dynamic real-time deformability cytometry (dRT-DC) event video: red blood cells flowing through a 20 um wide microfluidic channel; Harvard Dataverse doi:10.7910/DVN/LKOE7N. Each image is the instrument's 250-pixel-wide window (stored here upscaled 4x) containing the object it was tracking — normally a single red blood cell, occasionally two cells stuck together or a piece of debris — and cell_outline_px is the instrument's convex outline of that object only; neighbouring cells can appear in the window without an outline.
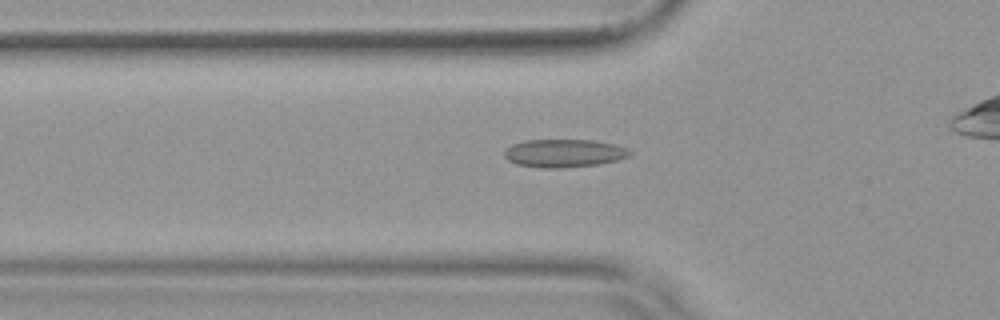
{"species": "common noctule bat (a hibernating species)", "species_latin": "Nyctalus noctula", "temperature_condition": "warm", "stored_images_in_passage": 49, "camera_frame_rate_fps": 3000, "um_per_image_px": 0.085, "animal": {"sex": "female", "body_mass_g": 19.9}, "frame": {"image": 1, "passage_image": 19, "time_ms": 6.0, "image_size_px": [1000, 320], "cell_outline_px": [[632, 152], [628, 156], [616, 160], [600, 164], [560, 168], [540, 168], [516, 164], [508, 160], [504, 156], [504, 148], [512, 144], [524, 140], [596, 140], [616, 144]], "centroid_in_image_um": [47.89, 13.02], "position_along_channel_um": 77.9, "area_um2": 20.63}}
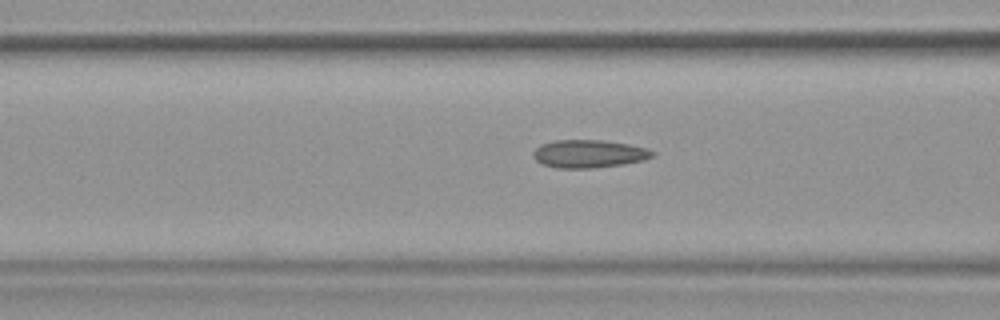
{"frame": {"image": 2, "passage_image": 22, "time_ms": 7.0, "image_size_px": [1000, 320], "cell_outline_px": [[656, 156], [644, 160], [624, 164], [592, 168], [556, 168], [544, 164], [536, 160], [532, 156], [532, 152], [540, 144], [556, 140], [600, 140], [628, 144], [648, 148], [656, 152]], "centroid_in_image_um": [50.08, 13.07], "position_along_channel_um": 116.5, "area_um2": 19.54}}
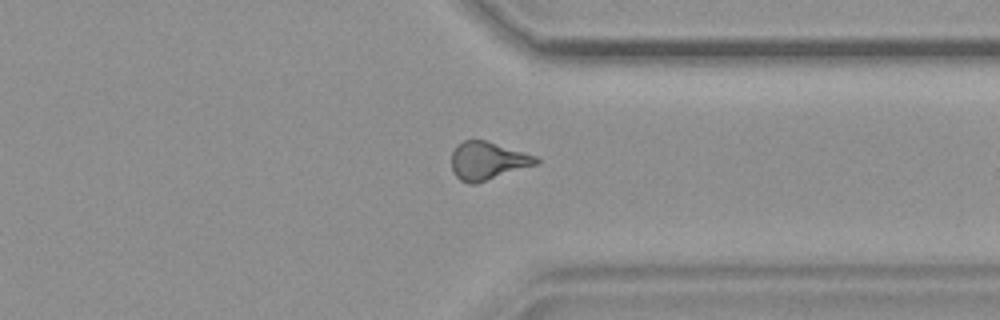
{"frame": {"image": 3, "passage_image": 42, "time_ms": 13.667, "image_size_px": [1000, 320], "cell_outline_px": [[540, 164], [476, 184], [468, 184], [460, 180], [452, 172], [452, 152], [456, 144], [464, 140], [484, 140], [536, 156], [540, 160]], "centroid_in_image_um": [41.45, 13.69], "position_along_channel_um": 370.0, "area_um2": 18.9}, "authors_computed_cell_mechanics": {"area_um2": 19.074, "velocity_mm_per_s": 3.8079, "shape_relaxation_time_tau1_ms": 10.4422, "shape_relaxation_time_tau2_ms": 1.6243, "deformation_change_tau1": 0.1762, "deformation_change_tau2": 0.0977}}